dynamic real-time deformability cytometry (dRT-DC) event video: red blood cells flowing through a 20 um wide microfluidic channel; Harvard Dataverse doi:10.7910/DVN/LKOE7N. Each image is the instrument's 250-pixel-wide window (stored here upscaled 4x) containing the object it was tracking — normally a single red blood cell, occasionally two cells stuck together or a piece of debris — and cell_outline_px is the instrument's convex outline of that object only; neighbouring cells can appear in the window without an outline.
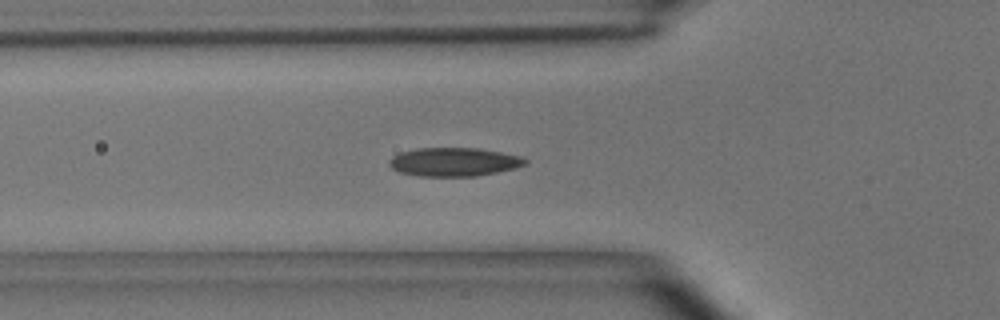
{"species": "common noctule bat (a hibernating species)", "species_latin": "Nyctalus noctula", "temperature_condition": "room temperature", "stored_images_in_passage": 22, "camera_frame_rate_fps": 3000, "um_per_image_px": 0.085, "animal": {"sex": "male", "body_mass_g": 15.6}, "frame": {"image": 1, "passage_image": 4, "time_ms": 1.0, "image_size_px": [1000, 320], "cell_outline_px": [[528, 164], [516, 168], [476, 176], [420, 176], [400, 172], [392, 168], [388, 164], [388, 160], [392, 156], [400, 152], [416, 148], [476, 148], [500, 152], [520, 156], [528, 160]], "centroid_in_image_um": [38.58, 13.76], "position_along_channel_um": 87.2, "area_um2": 22.72}}